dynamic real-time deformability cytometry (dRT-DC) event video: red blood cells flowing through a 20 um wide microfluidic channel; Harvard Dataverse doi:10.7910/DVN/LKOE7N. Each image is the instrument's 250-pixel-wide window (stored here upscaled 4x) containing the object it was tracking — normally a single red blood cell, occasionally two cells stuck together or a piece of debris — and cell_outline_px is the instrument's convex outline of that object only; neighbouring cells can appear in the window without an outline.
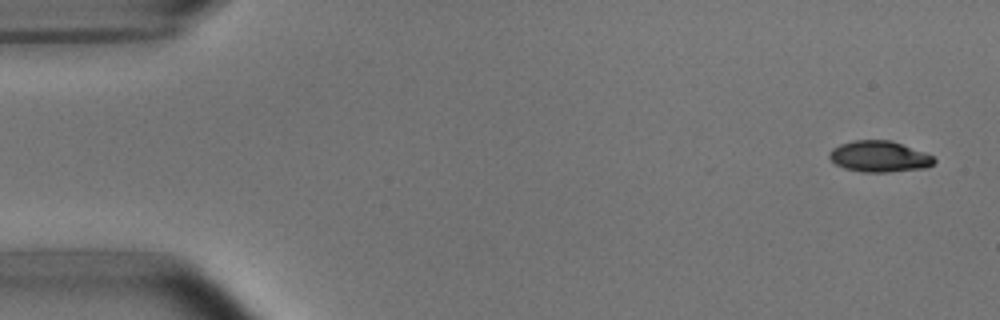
{"species": "common noctule bat (a hibernating species)", "species_latin": "Nyctalus noctula", "temperature_condition": "room temperature", "stored_images_in_passage": 4, "camera_frame_rate_fps": 3000, "um_per_image_px": 0.085, "animal": {"sex": "male", "body_mass_g": 15.6}, "frame": {"image": 1, "passage_image": 1, "time_ms": 0.0, "image_size_px": [1000, 320], "cell_outline_px": [[936, 160], [932, 164], [924, 168], [888, 172], [860, 172], [844, 168], [836, 164], [828, 156], [828, 152], [832, 148], [840, 144], [852, 140], [892, 140], [924, 152], [932, 156]], "centroid_in_image_um": [74.7, 13.29], "position_along_channel_um": 10.3, "area_um2": 19.02}}
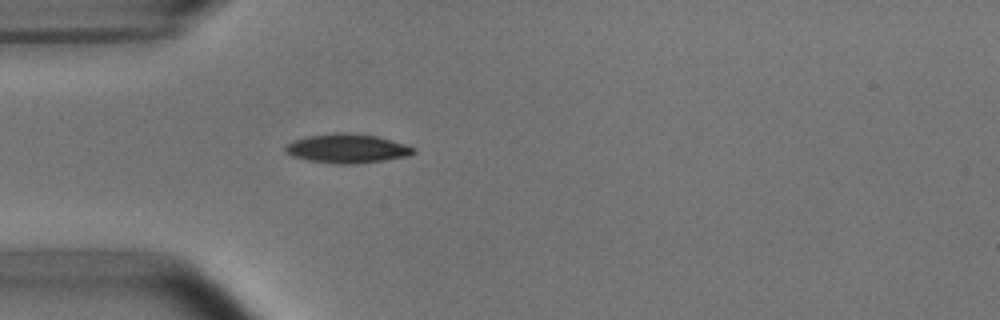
{"frame": {"image": 2, "passage_image": 4, "time_ms": 4.333, "image_size_px": [1000, 320], "cell_outline_px": [[416, 152], [408, 156], [356, 164], [336, 164], [308, 160], [292, 156], [284, 152], [284, 148], [292, 140], [308, 136], [336, 132], [344, 132], [376, 136], [408, 144], [416, 148]], "centroid_in_image_um": [29.51, 12.62], "position_along_channel_um": 55.5, "area_um2": 21.85}}